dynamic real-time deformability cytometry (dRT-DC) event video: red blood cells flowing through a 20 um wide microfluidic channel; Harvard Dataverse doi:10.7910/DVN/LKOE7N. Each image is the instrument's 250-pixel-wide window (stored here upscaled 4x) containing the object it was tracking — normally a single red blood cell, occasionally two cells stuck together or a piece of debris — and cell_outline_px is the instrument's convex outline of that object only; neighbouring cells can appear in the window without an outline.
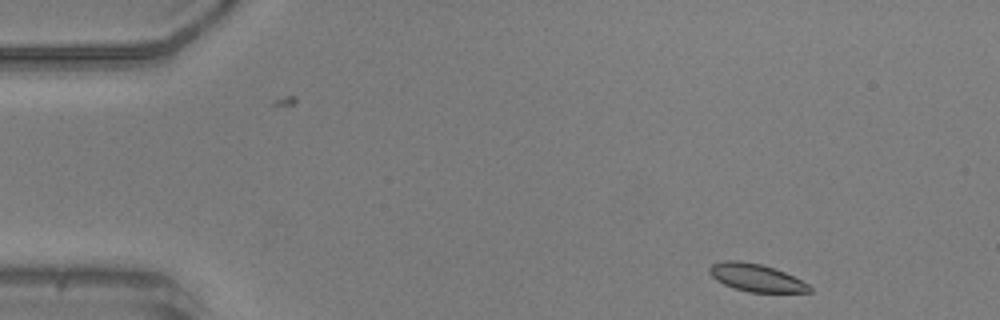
{"species": "common noctule bat (a hibernating species)", "species_latin": "Nyctalus noctula", "temperature_condition": "warm", "stored_images_in_passage": 47, "camera_frame_rate_fps": 3000, "um_per_image_px": 0.085, "animal": {"sex": "male", "body_mass_g": 20.5, "forearm_length_mm": 52.5}, "frame": {"image": 1, "passage_image": 2, "time_ms": 0.333, "image_size_px": [1000, 320], "cell_outline_px": [[812, 292], [748, 292], [724, 284], [716, 280], [708, 272], [708, 268], [712, 264], [724, 260], [740, 260], [760, 264], [784, 272], [808, 284], [812, 288]], "centroid_in_image_um": [64.24, 23.6], "position_along_channel_um": 20.8, "area_um2": 15.95}}
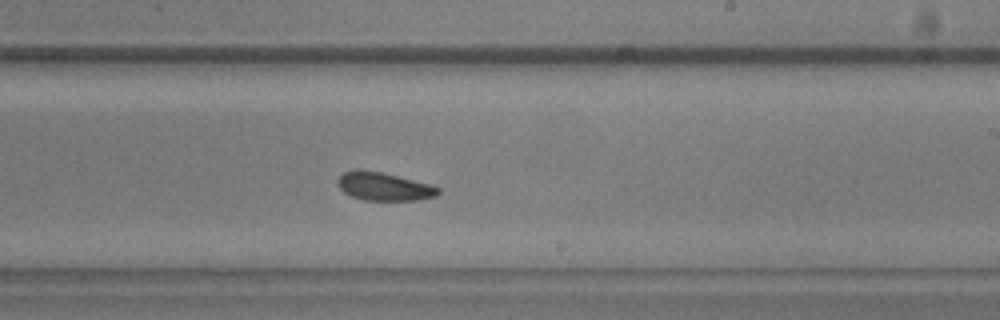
{"frame": {"image": 2, "passage_image": 27, "time_ms": 8.667, "image_size_px": [1000, 320], "cell_outline_px": [[440, 192], [436, 196], [420, 200], [364, 200], [352, 196], [344, 192], [340, 188], [336, 180], [344, 172], [380, 172], [432, 184], [440, 188]], "centroid_in_image_um": [32.71, 15.89], "position_along_channel_um": 256.3, "area_um2": 16.07}}
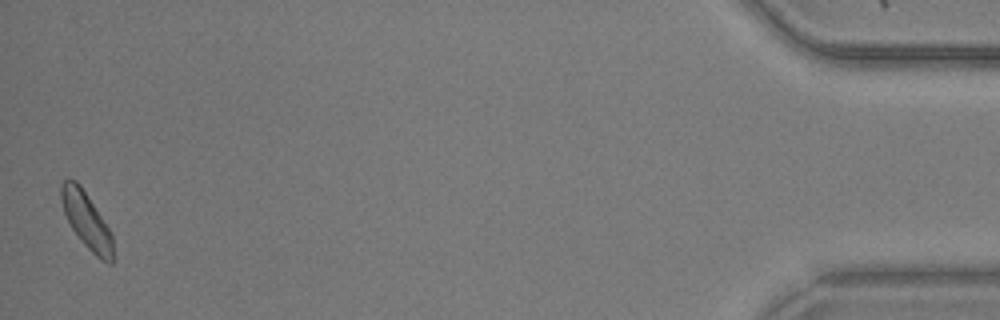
{"frame": {"image": 3, "passage_image": 47, "time_ms": 15.333, "image_size_px": [1000, 320], "cell_outline_px": [[112, 264], [108, 264], [100, 260], [84, 244], [72, 228], [64, 212], [60, 196], [60, 184], [68, 176], [76, 180], [80, 184], [112, 232]], "centroid_in_image_um": [7.34, 18.69], "position_along_channel_um": 427.9, "area_um2": 16.94}, "authors_computed_cell_mechanics": {"area_um2": 16.6464, "velocity_mm_per_s": 3.9262, "shape_relaxation_time_tau1_ms": 1.9417, "shape_relaxation_time_tau2_ms": null, "deformation_change_tau1": 0.0753, "deformation_change_tau2": null}}